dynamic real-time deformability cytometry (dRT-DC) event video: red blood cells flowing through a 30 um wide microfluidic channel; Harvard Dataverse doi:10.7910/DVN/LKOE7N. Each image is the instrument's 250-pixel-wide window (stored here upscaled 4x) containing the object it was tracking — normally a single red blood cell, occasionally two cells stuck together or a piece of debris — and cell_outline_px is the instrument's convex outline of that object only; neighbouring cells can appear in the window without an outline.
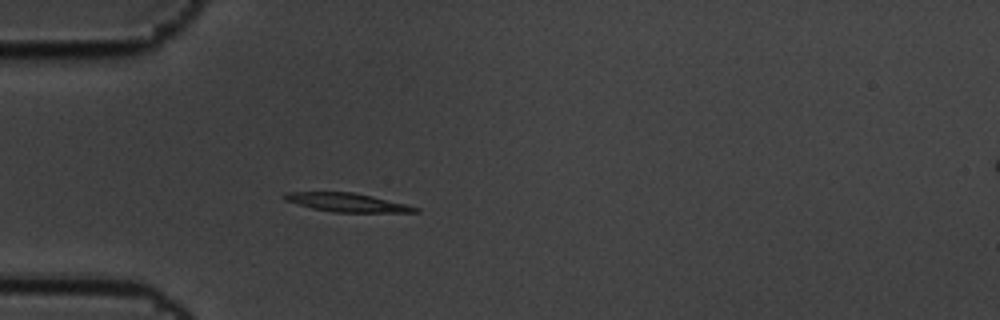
{"species": "common noctule bat (a hibernating species)", "species_latin": "Nyctalus noctula", "temperature_condition": "cold", "stored_images_in_passage": 5, "camera_frame_rate_fps": 3000, "um_per_image_px": 0.085, "animal": {"sex": "male", "body_mass_g": 19.5, "forearm_length_mm": 54.6}, "frame": {"image": 1, "passage_image": 5, "time_ms": 1.333, "image_size_px": [1000, 320], "cell_outline_px": [[420, 212], [336, 212], [312, 208], [284, 200], [280, 196], [284, 192], [352, 192], [372, 196], [408, 204], [420, 208]], "centroid_in_image_um": [29.5, 17.2], "position_along_channel_um": 55.5, "area_um2": 14.22}}